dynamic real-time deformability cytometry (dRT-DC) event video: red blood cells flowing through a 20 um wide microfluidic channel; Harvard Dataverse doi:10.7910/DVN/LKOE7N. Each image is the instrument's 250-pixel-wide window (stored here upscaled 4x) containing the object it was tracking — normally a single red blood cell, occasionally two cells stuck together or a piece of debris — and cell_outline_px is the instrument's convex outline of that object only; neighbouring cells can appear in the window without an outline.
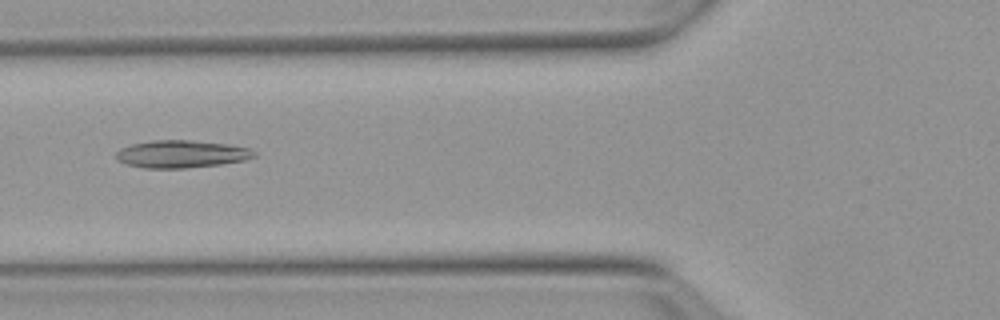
{"species": "Egyptian fruit bat (a non-hibernating species)", "species_latin": "Rousettus aegyptiacus", "temperature_condition": "warm", "stored_images_in_passage": 38, "segment_of_instrument_passage": [1, 3], "camera_frame_rate_fps": 3000, "um_per_image_px": 0.085, "animal": {"sex": "female"}, "frame": {"image": 1, "passage_image": 6, "time_ms": 1.667, "image_size_px": [1000, 320], "cell_outline_px": [[256, 156], [244, 160], [220, 164], [184, 168], [144, 168], [128, 164], [116, 160], [116, 152], [120, 148], [132, 144], [152, 140], [192, 140], [228, 144], [248, 148], [256, 152]], "centroid_in_image_um": [15.4, 13.09], "position_along_channel_um": 110.4, "area_um2": 22.08}}
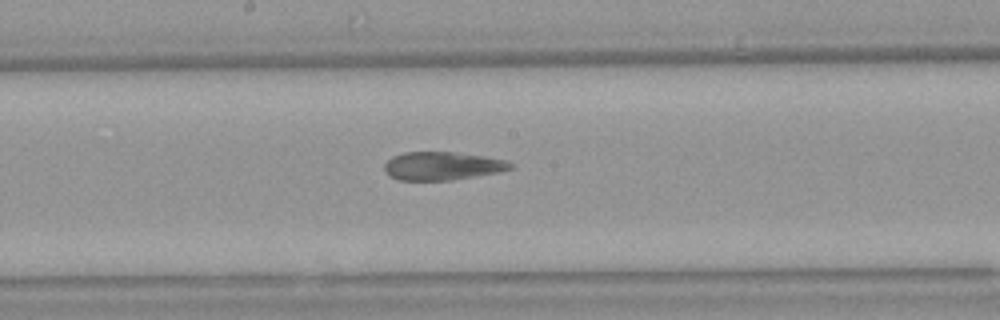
{"frame": {"image": 2, "passage_image": 14, "time_ms": 4.333, "image_size_px": [1000, 320], "cell_outline_px": [[512, 168], [496, 172], [448, 180], [400, 180], [388, 176], [384, 168], [384, 164], [392, 156], [404, 152], [456, 152], [484, 156], [504, 160], [512, 164]], "centroid_in_image_um": [37.52, 14.09], "position_along_channel_um": 210.7, "area_um2": 20.46}}
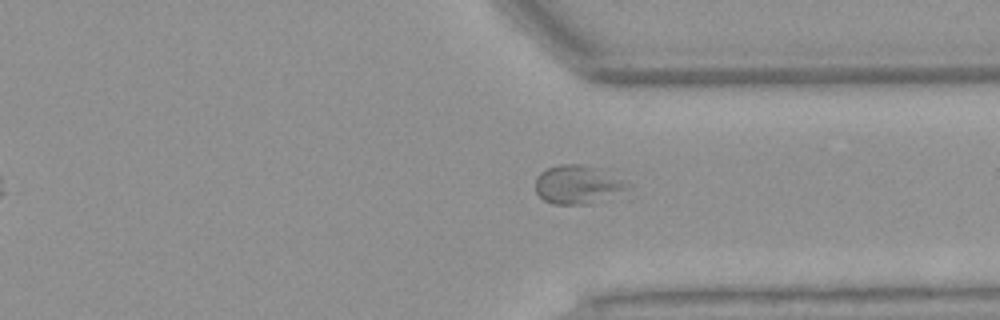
{"frame": {"image": 3, "passage_image": 26, "time_ms": 8.333, "image_size_px": [1000, 320], "cell_outline_px": [[632, 184], [592, 204], [552, 204], [544, 200], [536, 192], [536, 176], [540, 172], [548, 168], [560, 164], [580, 164], [604, 168]], "centroid_in_image_um": [49.08, 15.66], "position_along_channel_um": 362.3, "area_um2": 20.69}}